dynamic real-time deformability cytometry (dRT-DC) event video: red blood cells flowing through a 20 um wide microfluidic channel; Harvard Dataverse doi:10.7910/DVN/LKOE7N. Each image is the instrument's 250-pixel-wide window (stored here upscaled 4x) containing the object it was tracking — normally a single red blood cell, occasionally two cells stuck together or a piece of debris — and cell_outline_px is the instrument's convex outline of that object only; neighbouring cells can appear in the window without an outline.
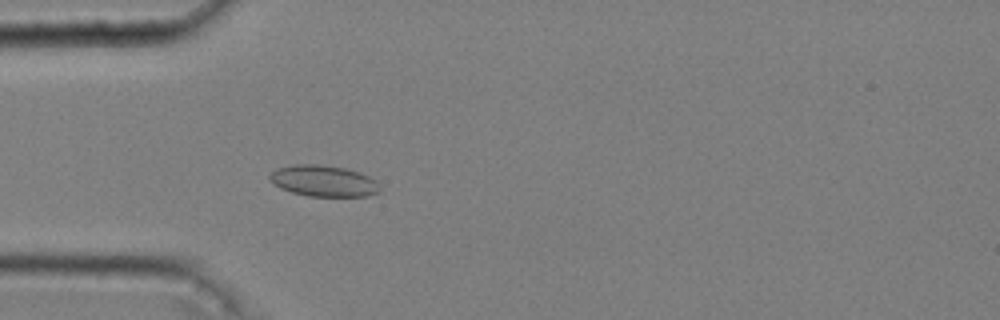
{"species": "common noctule bat (a hibernating species)", "species_latin": "Nyctalus noctula", "temperature_condition": "cold", "stored_images_in_passage": 54, "camera_frame_rate_fps": 3000, "um_per_image_px": 0.085, "animal": {"sex": "male", "body_mass_g": 20.4}, "frame": {"image": 1, "passage_image": 16, "time_ms": 5.0, "image_size_px": [1000, 320], "cell_outline_px": [[380, 192], [368, 196], [308, 196], [292, 192], [280, 188], [268, 180], [268, 176], [276, 168], [296, 164], [320, 164], [344, 168], [360, 172], [376, 180], [380, 188]], "centroid_in_image_um": [27.49, 15.38], "position_along_channel_um": 57.5, "area_um2": 20.17}}
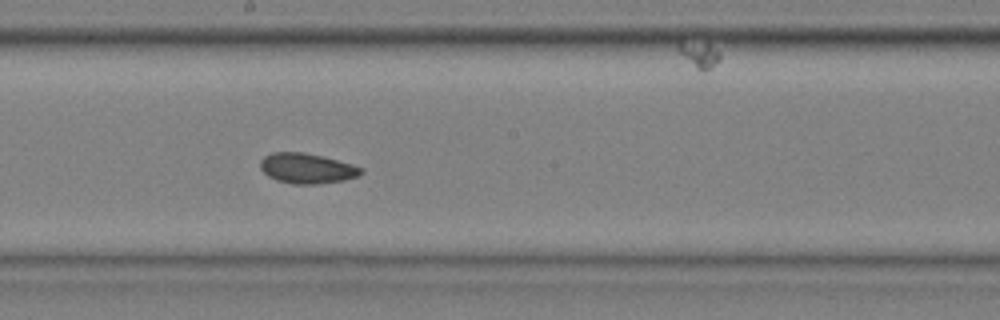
{"frame": {"image": 2, "passage_image": 30, "time_ms": 9.667, "image_size_px": [1000, 320], "cell_outline_px": [[364, 172], [356, 176], [344, 180], [316, 184], [292, 184], [276, 180], [268, 176], [260, 168], [260, 160], [264, 156], [272, 152], [304, 152], [352, 164], [364, 168]], "centroid_in_image_um": [26.07, 14.31], "position_along_channel_um": 222.1, "area_um2": 17.69}}
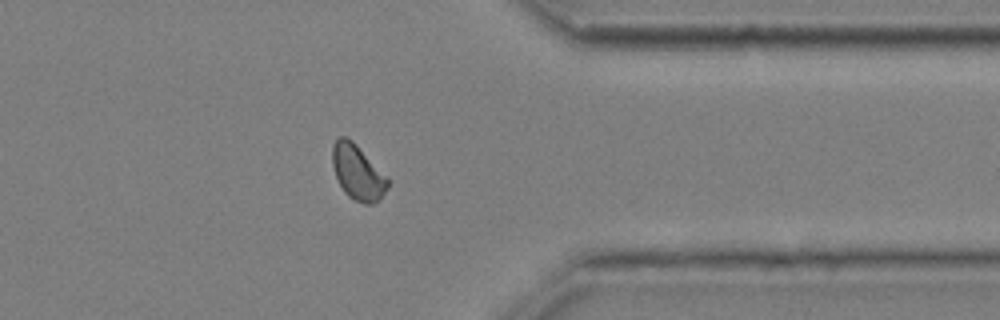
{"frame": {"image": 3, "passage_image": 44, "time_ms": 14.333, "image_size_px": [1000, 320], "cell_outline_px": [[388, 188], [380, 200], [372, 204], [364, 204], [348, 196], [344, 192], [336, 176], [332, 164], [332, 144], [340, 136], [344, 136], [352, 140], [388, 176]], "centroid_in_image_um": [30.42, 14.65], "position_along_channel_um": 381.0, "area_um2": 17.86}}